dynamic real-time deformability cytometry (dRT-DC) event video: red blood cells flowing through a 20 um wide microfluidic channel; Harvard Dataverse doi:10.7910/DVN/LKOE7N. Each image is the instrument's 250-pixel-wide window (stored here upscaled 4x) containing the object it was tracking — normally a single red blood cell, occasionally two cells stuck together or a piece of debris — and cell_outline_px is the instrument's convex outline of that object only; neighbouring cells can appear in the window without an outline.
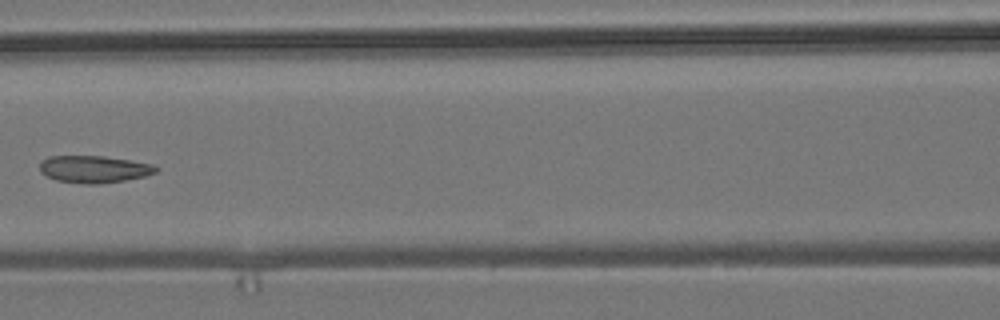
{"species": "common noctule bat (a hibernating species)", "species_latin": "Nyctalus noctula", "temperature_condition": "room temperature", "stored_images_in_passage": 55, "camera_frame_rate_fps": 3000, "um_per_image_px": 0.085, "animal": {"sex": "male", "body_mass_g": 19.2, "forearm_length_mm": 51.8}, "frame": {"image": 1, "passage_image": 25, "time_ms": 8.0, "image_size_px": [1000, 320], "cell_outline_px": [[160, 168], [156, 172], [144, 176], [124, 180], [100, 184], [84, 184], [56, 180], [40, 172], [40, 164], [48, 156], [104, 156], [152, 164]], "centroid_in_image_um": [7.99, 14.38], "position_along_channel_um": 158.6, "area_um2": 18.26}}
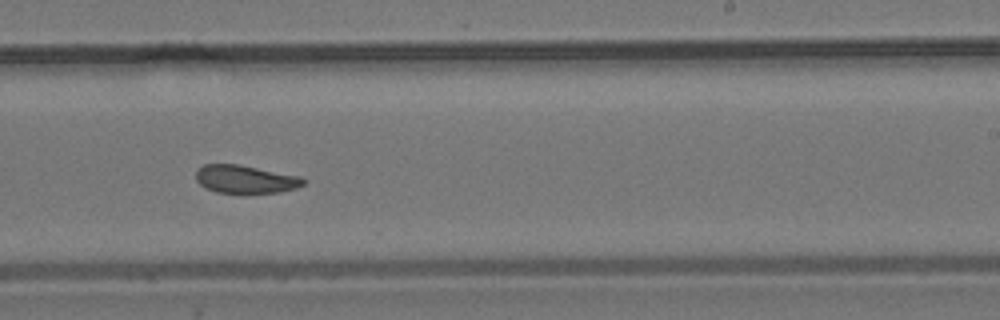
{"frame": {"image": 2, "passage_image": 34, "time_ms": 11.0, "image_size_px": [1000, 320], "cell_outline_px": [[308, 180], [304, 184], [296, 188], [280, 192], [216, 192], [204, 188], [196, 180], [196, 168], [204, 164], [236, 164], [300, 176]], "centroid_in_image_um": [20.84, 15.22], "position_along_channel_um": 268.2, "area_um2": 17.46}}
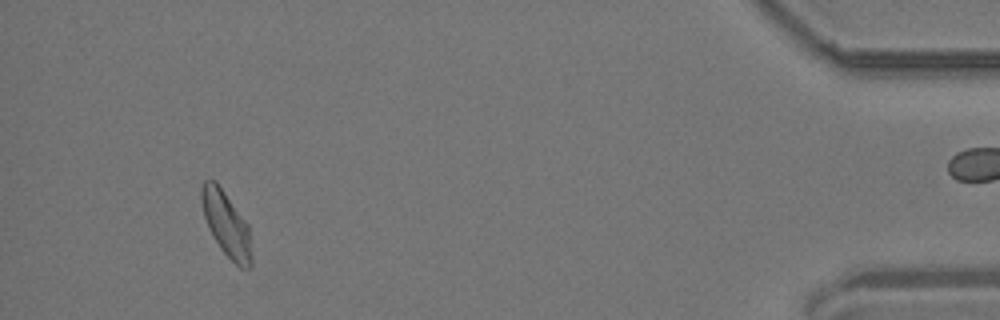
{"frame": {"image": 3, "passage_image": 52, "time_ms": 17.0, "image_size_px": [1000, 320], "cell_outline_px": [[252, 268], [240, 268], [220, 248], [208, 228], [204, 216], [200, 200], [200, 188], [204, 180], [216, 180], [248, 224], [252, 260]], "centroid_in_image_um": [19.22, 19.02], "position_along_channel_um": 416.0, "area_um2": 18.96}}